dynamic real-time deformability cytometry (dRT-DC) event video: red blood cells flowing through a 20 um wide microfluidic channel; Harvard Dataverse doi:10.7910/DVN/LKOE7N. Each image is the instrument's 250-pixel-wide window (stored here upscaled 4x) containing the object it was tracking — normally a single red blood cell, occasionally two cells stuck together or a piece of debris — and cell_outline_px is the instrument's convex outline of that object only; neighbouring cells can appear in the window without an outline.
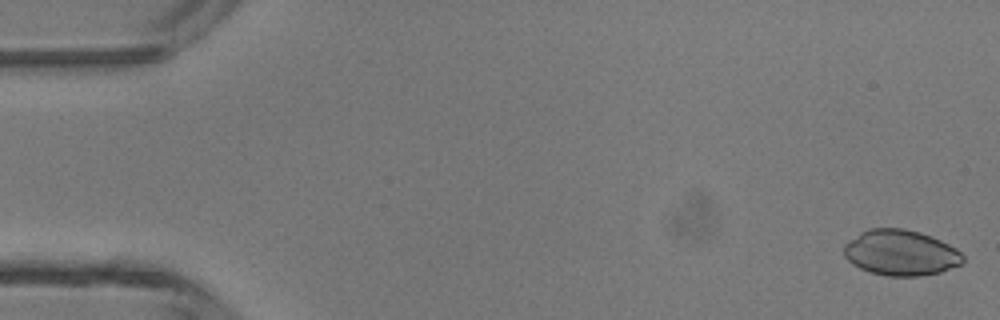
{"species": "common noctule bat (a hibernating species)", "species_latin": "Nyctalus noctula", "temperature_condition": "room temperature", "stored_images_in_passage": 48, "camera_frame_rate_fps": 3000, "um_per_image_px": 0.085, "animal": {"sex": "male", "body_mass_g": 13.3}, "frame": {"image": 1, "passage_image": 1, "time_ms": 0.0, "image_size_px": [1000, 320], "cell_outline_px": [[964, 260], [960, 264], [940, 272], [920, 276], [888, 276], [872, 272], [860, 268], [852, 264], [844, 256], [844, 244], [848, 240], [860, 232], [868, 228], [904, 228], [920, 232], [940, 240], [956, 248], [964, 256]], "centroid_in_image_um": [76.54, 21.47], "position_along_channel_um": 8.5, "area_um2": 31.67}}
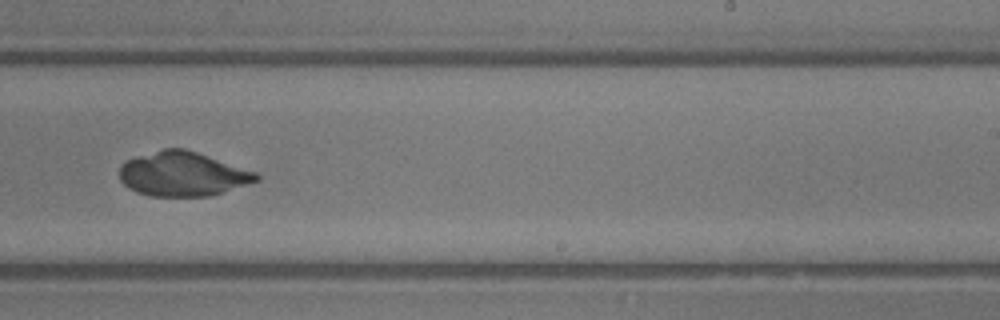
{"frame": {"image": 2, "passage_image": 29, "time_ms": 9.333, "image_size_px": [1000, 320], "cell_outline_px": [[260, 180], [224, 192], [208, 196], [152, 196], [136, 192], [128, 188], [120, 180], [120, 164], [136, 156], [164, 148], [184, 148], [256, 172], [260, 176]], "centroid_in_image_um": [15.51, 14.79], "position_along_channel_um": 273.5, "area_um2": 35.26}}
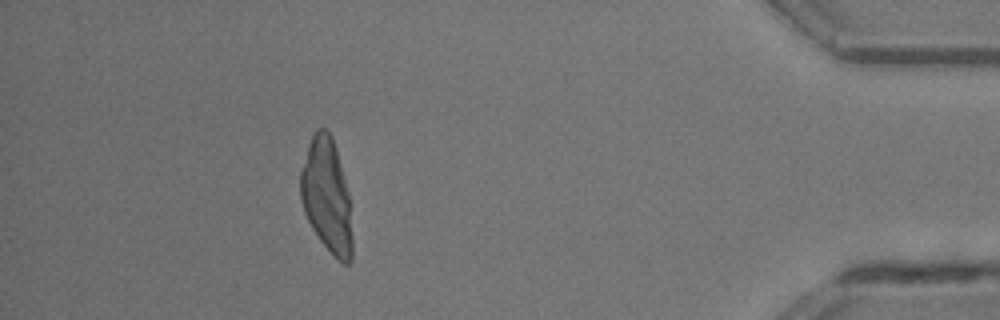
{"frame": {"image": 3, "passage_image": 42, "time_ms": 13.667, "image_size_px": [1000, 320], "cell_outline_px": [[352, 260], [348, 264], [344, 264], [320, 240], [312, 228], [304, 212], [300, 200], [300, 172], [308, 144], [316, 128], [324, 128], [332, 136], [348, 192], [352, 236]], "centroid_in_image_um": [27.75, 16.62], "position_along_channel_um": 407.4, "area_um2": 33.93}}